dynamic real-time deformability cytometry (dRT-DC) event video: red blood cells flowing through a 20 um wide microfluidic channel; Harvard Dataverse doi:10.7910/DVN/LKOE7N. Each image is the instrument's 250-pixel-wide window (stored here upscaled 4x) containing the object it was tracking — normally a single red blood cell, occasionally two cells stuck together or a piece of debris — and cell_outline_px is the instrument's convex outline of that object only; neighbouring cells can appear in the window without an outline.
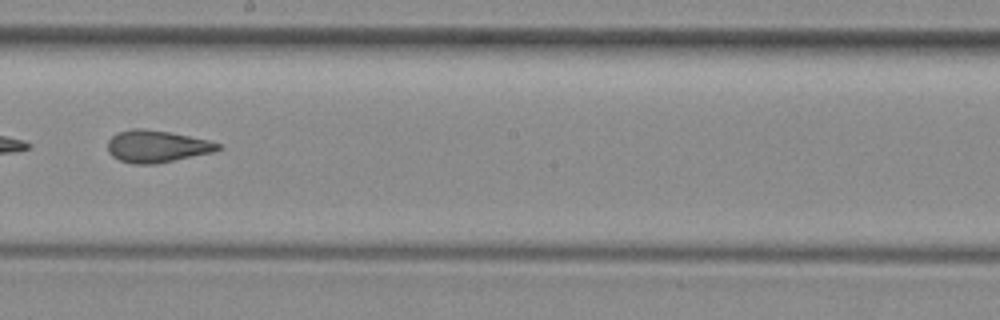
{"species": "common noctule bat (a hibernating species)", "species_latin": "Nyctalus noctula", "temperature_condition": "room temperature", "stored_images_in_passage": 49, "camera_frame_rate_fps": 3000, "um_per_image_px": 0.085, "animal": {"sex": "female", "body_mass_g": 29.2, "forearm_length_mm": 56.3}, "frame": {"image": 1, "passage_image": 28, "time_ms": 9.0, "image_size_px": [1000, 320], "cell_outline_px": [[220, 148], [216, 152], [156, 164], [132, 164], [120, 160], [112, 156], [108, 152], [108, 140], [112, 136], [120, 132], [132, 128], [144, 128], [168, 132], [208, 140], [220, 144]], "centroid_in_image_um": [13.33, 12.45], "position_along_channel_um": 234.9, "area_um2": 20.63}, "authors_computed_cell_mechanics": {"area_um2": 21.5016, "velocity_mm_per_s": 4.0153, "shape_relaxation_time_tau1_ms": null, "shape_relaxation_time_tau2_ms": 1.7163, "deformation_change_tau1": null, "deformation_change_tau2": 0.1063}}